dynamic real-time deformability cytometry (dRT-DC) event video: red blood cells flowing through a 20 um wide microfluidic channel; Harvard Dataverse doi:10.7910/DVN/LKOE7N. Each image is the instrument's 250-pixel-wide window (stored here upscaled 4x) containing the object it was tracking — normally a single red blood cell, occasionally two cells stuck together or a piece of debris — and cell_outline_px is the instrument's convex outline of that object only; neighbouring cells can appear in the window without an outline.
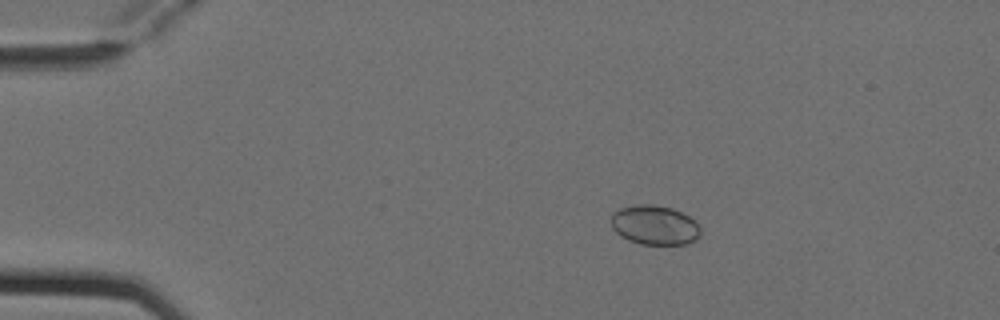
{"species": "Egyptian fruit bat (a non-hibernating species)", "species_latin": "Rousettus aegyptiacus", "temperature_condition": "cold", "stored_images_in_passage": 3, "camera_frame_rate_fps": 3000, "um_per_image_px": 0.085, "animal": {"sex": "female"}, "frame": {"image": 1, "passage_image": 2, "time_ms": 0.333, "image_size_px": [1000, 320], "cell_outline_px": [[700, 232], [692, 240], [684, 244], [640, 244], [628, 240], [620, 236], [612, 228], [612, 212], [620, 208], [636, 204], [652, 204], [672, 208], [688, 216], [700, 228]], "centroid_in_image_um": [55.57, 19.12], "position_along_channel_um": 29.4, "area_um2": 20.29}}